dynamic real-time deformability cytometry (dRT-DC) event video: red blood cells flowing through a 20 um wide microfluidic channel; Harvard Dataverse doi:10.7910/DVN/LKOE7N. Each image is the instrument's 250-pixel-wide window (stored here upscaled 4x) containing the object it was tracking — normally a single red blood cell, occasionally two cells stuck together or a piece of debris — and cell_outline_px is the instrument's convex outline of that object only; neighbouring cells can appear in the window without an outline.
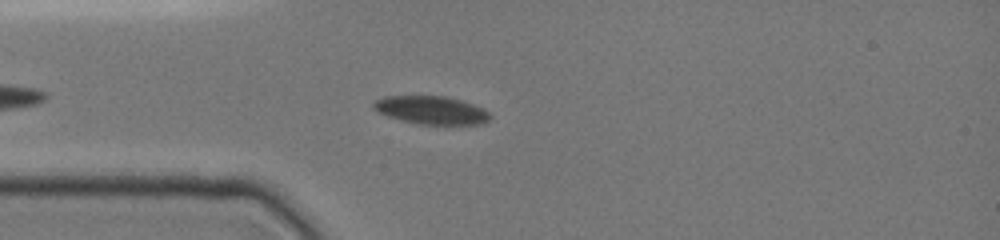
{"species": "common noctule bat (a hibernating species)", "species_latin": "Nyctalus noctula", "temperature_condition": "cold", "stored_images_in_passage": 24, "camera_frame_rate_fps": 3000, "um_per_image_px": 0.085, "animal": {"sex": "female", "body_mass_g": 19.0, "forearm_length_mm": 51.5}, "frame": {"image": 1, "passage_image": 12, "time_ms": 2.0, "image_size_px": [1000, 240], "cell_outline_px": [[492, 116], [484, 124], [416, 124], [388, 116], [376, 112], [372, 108], [372, 104], [376, 100], [384, 96], [448, 96], [484, 108]], "centroid_in_image_um": [36.65, 9.36], "position_along_channel_um": 48.4, "area_um2": 19.19}}
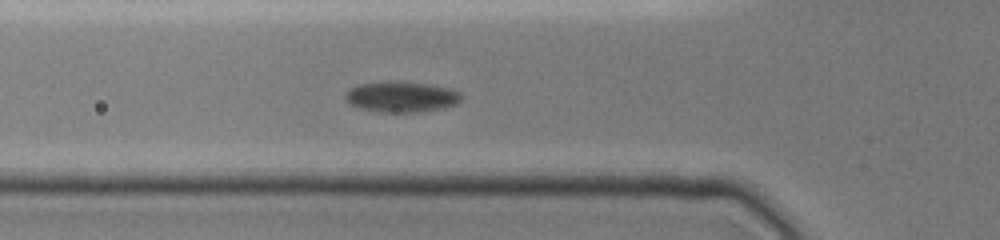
{"frame": {"image": 2, "passage_image": 18, "time_ms": 3.333, "image_size_px": [1000, 240], "cell_outline_px": [[460, 100], [456, 104], [440, 108], [416, 112], [380, 112], [360, 108], [348, 104], [344, 100], [344, 92], [360, 84], [388, 80], [432, 84], [452, 88], [460, 92]], "centroid_in_image_um": [34.07, 8.21], "position_along_channel_um": 91.7, "area_um2": 20.98}}